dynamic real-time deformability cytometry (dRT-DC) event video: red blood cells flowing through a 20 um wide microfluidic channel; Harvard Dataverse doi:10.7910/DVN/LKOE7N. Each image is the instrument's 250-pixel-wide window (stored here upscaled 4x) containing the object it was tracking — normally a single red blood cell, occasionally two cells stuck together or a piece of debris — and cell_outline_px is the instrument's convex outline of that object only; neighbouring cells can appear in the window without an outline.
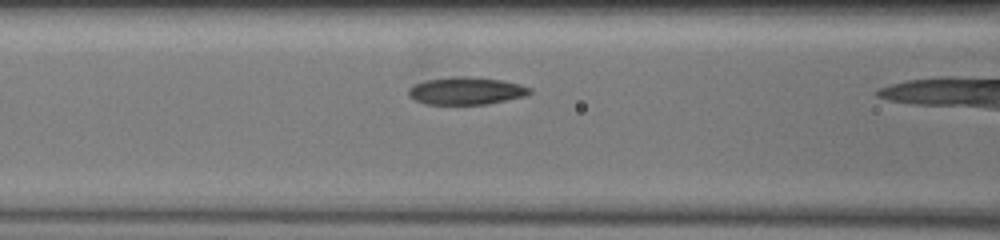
{"species": "common noctule bat (a hibernating species)", "species_latin": "Nyctalus noctula", "temperature_condition": "warm", "stored_images_in_passage": 22, "camera_frame_rate_fps": 3000, "um_per_image_px": 0.085, "animal": {"sex": "female", "body_mass_g": 19.5, "forearm_length_mm": 54.1}, "frame": {"image": 1, "passage_image": 5, "time_ms": 4.0, "image_size_px": [1000, 240], "cell_outline_px": [[532, 92], [524, 96], [484, 104], [424, 104], [408, 96], [408, 88], [412, 84], [424, 80], [452, 76], [460, 76], [500, 80], [520, 84], [532, 88]], "centroid_in_image_um": [39.56, 7.71], "position_along_channel_um": 127.0, "area_um2": 19.36}}
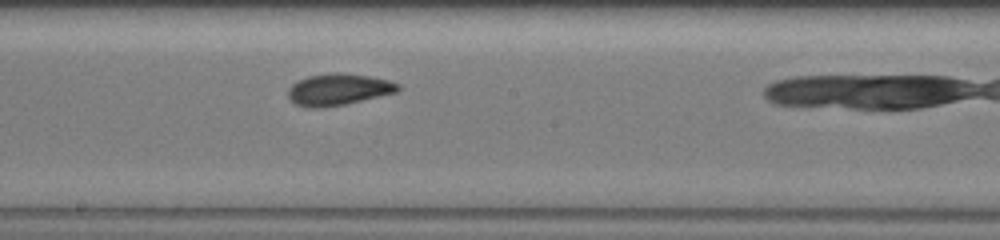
{"frame": {"image": 2, "passage_image": 11, "time_ms": 6.333, "image_size_px": [1000, 240], "cell_outline_px": [[400, 88], [396, 92], [344, 104], [316, 108], [296, 104], [288, 96], [288, 88], [292, 84], [308, 76], [332, 72], [340, 72], [368, 76], [388, 80], [400, 84]], "centroid_in_image_um": [28.76, 7.58], "position_along_channel_um": 219.4, "area_um2": 19.88}}
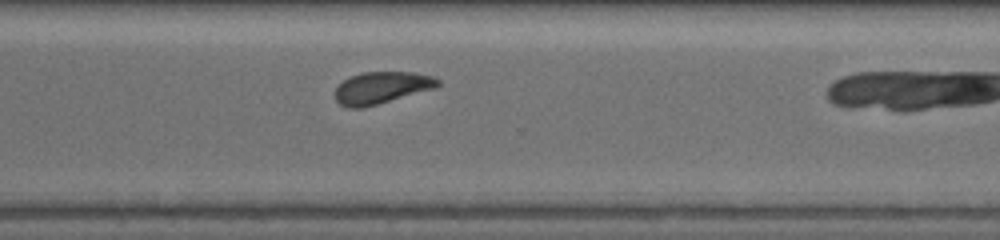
{"frame": {"image": 3, "passage_image": 18, "time_ms": 9.333, "image_size_px": [1000, 240], "cell_outline_px": [[440, 84], [436, 88], [376, 104], [360, 108], [348, 108], [340, 104], [336, 100], [336, 88], [344, 80], [360, 72], [412, 72], [432, 76], [440, 80]], "centroid_in_image_um": [32.45, 7.45], "position_along_channel_um": 338.2, "area_um2": 18.9}}